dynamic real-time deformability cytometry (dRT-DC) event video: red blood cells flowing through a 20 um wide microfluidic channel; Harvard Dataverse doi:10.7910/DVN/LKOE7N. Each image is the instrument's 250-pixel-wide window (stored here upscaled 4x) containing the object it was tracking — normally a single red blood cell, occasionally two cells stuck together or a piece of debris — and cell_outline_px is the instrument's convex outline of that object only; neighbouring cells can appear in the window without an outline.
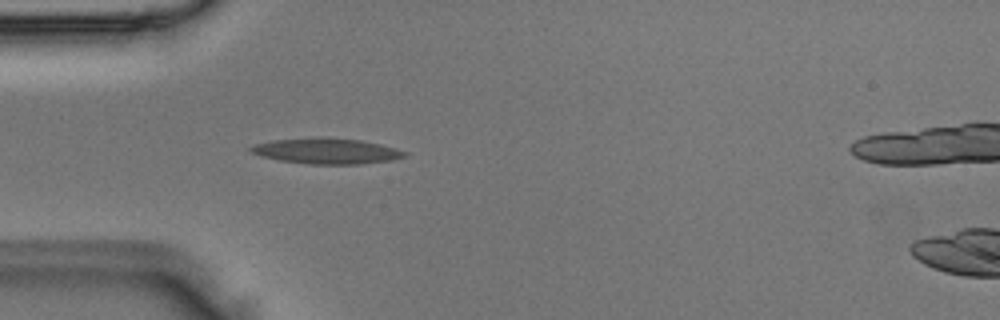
{"species": "Egyptian fruit bat (a non-hibernating species)", "species_latin": "Rousettus aegyptiacus", "temperature_condition": "room temperature", "stored_images_in_passage": 2, "camera_frame_rate_fps": 3000, "um_per_image_px": 0.085, "animal": {"sex": "male"}, "frame": {"image": 1, "passage_image": 2, "time_ms": 0.333, "image_size_px": [1000, 320], "cell_outline_px": [[408, 156], [392, 160], [360, 164], [308, 164], [280, 160], [260, 156], [252, 152], [248, 148], [252, 144], [272, 140], [316, 136], [324, 136], [360, 140], [380, 144], [396, 148], [408, 152]], "centroid_in_image_um": [27.75, 12.82], "position_along_channel_um": 57.3, "area_um2": 23.41}}